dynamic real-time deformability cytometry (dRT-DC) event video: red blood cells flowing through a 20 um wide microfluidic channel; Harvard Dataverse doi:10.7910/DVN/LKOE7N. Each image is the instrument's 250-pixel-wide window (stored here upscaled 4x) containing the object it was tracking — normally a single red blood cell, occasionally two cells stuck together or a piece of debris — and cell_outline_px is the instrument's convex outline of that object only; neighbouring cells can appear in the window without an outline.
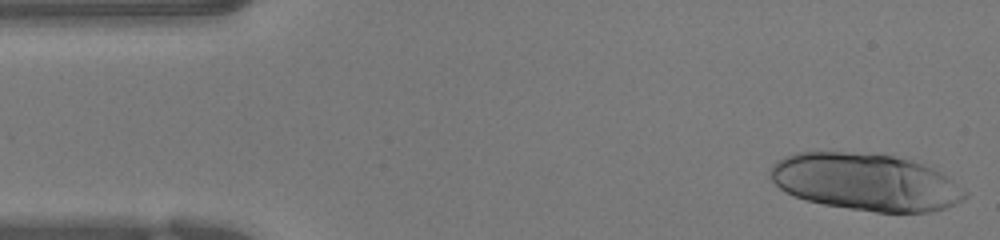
{"species": "human", "species_latin": "Homo sapiens", "temperature_condition": "warm", "stored_images_in_passage": 38, "segment_of_instrument_passage": [1, 2], "camera_frame_rate_fps": 3000, "um_per_image_px": 0.085, "donor": {"sex": "female"}, "frame": {"image": 1, "passage_image": 4, "time_ms": 1.0, "image_size_px": [1000, 240], "cell_outline_px": [[916, 212], [880, 212], [828, 204], [796, 196], [788, 192], [776, 180], [776, 168], [784, 160], [796, 156], [884, 156], [900, 160], [908, 164]], "centroid_in_image_um": [72.26, 15.45], "position_along_channel_um": 12.7, "area_um2": 46.01}}
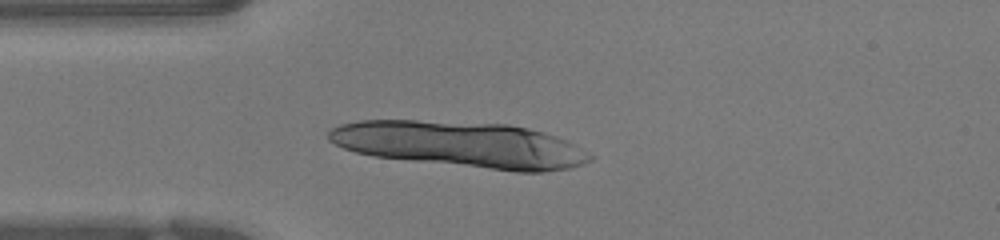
{"frame": {"image": 2, "passage_image": 14, "time_ms": 4.333, "image_size_px": [1000, 240], "cell_outline_px": [[568, 164], [560, 168], [532, 172], [380, 156], [360, 152], [336, 144], [332, 140], [332, 132], [336, 128], [348, 124], [368, 120], [408, 120], [524, 128], [536, 132]], "centroid_in_image_um": [38.36, 12.24], "position_along_channel_um": 46.6, "area_um2": 59.71}}